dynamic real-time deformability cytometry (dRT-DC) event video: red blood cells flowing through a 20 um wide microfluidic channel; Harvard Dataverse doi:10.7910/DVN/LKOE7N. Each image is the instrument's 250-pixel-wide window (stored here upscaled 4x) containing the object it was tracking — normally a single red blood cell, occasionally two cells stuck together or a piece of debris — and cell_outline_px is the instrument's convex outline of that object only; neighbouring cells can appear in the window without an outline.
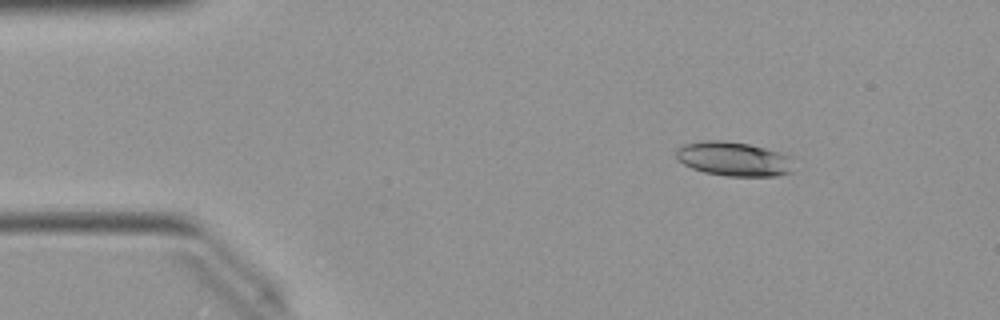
{"species": "Egyptian fruit bat (a non-hibernating species)", "species_latin": "Rousettus aegyptiacus", "temperature_condition": "warm", "stored_images_in_passage": 50, "camera_frame_rate_fps": 3000, "um_per_image_px": 0.085, "animal": {"sex": "female"}, "frame": {"image": 1, "passage_image": 7, "time_ms": 2.0, "image_size_px": [1000, 320], "cell_outline_px": [[792, 172], [776, 176], [728, 176], [704, 172], [692, 168], [684, 164], [676, 156], [676, 148], [684, 144], [704, 140], [724, 140], [748, 144], [784, 152], [792, 156]], "centroid_in_image_um": [62.4, 13.5], "position_along_channel_um": 22.6, "area_um2": 23.7}}
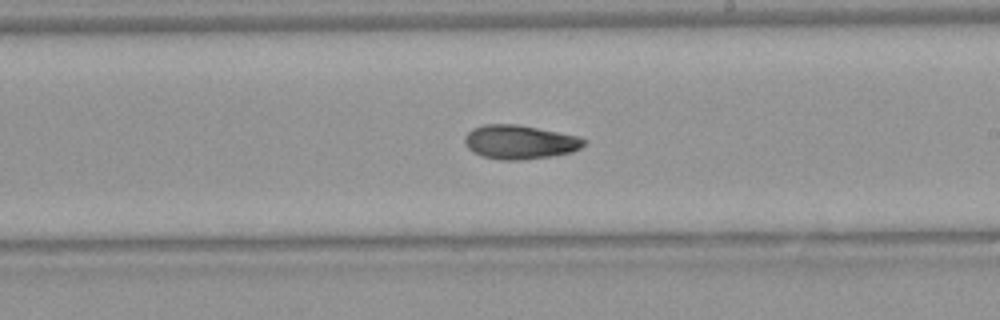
{"frame": {"image": 2, "passage_image": 29, "time_ms": 9.333, "image_size_px": [1000, 320], "cell_outline_px": [[588, 144], [572, 152], [552, 156], [524, 160], [500, 160], [480, 156], [472, 152], [464, 144], [464, 136], [472, 128], [484, 124], [516, 124], [576, 136], [588, 140]], "centroid_in_image_um": [44.15, 12.09], "position_along_channel_um": 244.8, "area_um2": 23.81}}
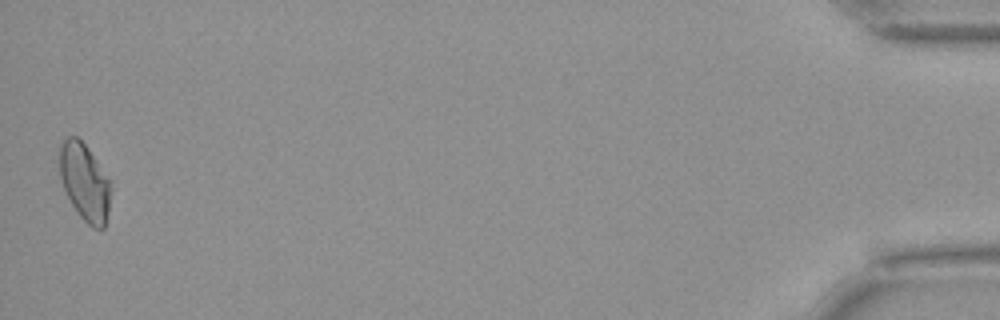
{"frame": {"image": 3, "passage_image": 50, "time_ms": 16.333, "image_size_px": [1000, 320], "cell_outline_px": [[112, 188], [108, 212], [104, 228], [92, 228], [80, 216], [72, 204], [64, 188], [60, 176], [60, 144], [68, 136], [76, 136], [84, 144], [112, 180]], "centroid_in_image_um": [7.24, 15.48], "position_along_channel_um": 428.0, "area_um2": 23.06}, "authors_computed_cell_mechanics": {"area_um2": 23.1489, "velocity_mm_per_s": 4.0225, "shape_relaxation_time_tau1_ms": null, "shape_relaxation_time_tau2_ms": 8.3992, "deformation_change_tau1": null, "deformation_change_tau2": 0.1465}}